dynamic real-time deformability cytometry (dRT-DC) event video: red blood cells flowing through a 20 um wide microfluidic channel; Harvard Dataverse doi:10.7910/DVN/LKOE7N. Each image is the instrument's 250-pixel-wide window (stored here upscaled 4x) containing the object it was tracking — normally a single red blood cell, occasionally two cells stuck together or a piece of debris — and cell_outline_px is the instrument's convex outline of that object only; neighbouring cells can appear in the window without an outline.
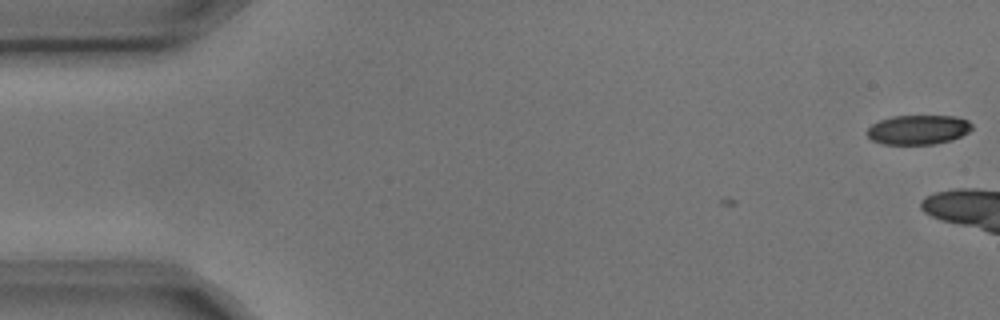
{"species": "common noctule bat (a hibernating species)", "species_latin": "Nyctalus noctula", "temperature_condition": "cold", "stored_images_in_passage": 3, "camera_frame_rate_fps": 3000, "um_per_image_px": 0.085, "animal": {"sex": "male", "body_mass_g": 17.9, "forearm_length_mm": 54.2}, "frame": {"image": 1, "passage_image": 1, "time_ms": 0.0, "image_size_px": [1000, 320], "cell_outline_px": [[972, 128], [968, 132], [952, 140], [936, 144], [884, 144], [872, 140], [868, 136], [868, 128], [872, 124], [880, 120], [892, 116], [956, 116], [968, 120], [972, 124]], "centroid_in_image_um": [78.07, 11.02], "position_along_channel_um": 6.9, "area_um2": 17.98}}